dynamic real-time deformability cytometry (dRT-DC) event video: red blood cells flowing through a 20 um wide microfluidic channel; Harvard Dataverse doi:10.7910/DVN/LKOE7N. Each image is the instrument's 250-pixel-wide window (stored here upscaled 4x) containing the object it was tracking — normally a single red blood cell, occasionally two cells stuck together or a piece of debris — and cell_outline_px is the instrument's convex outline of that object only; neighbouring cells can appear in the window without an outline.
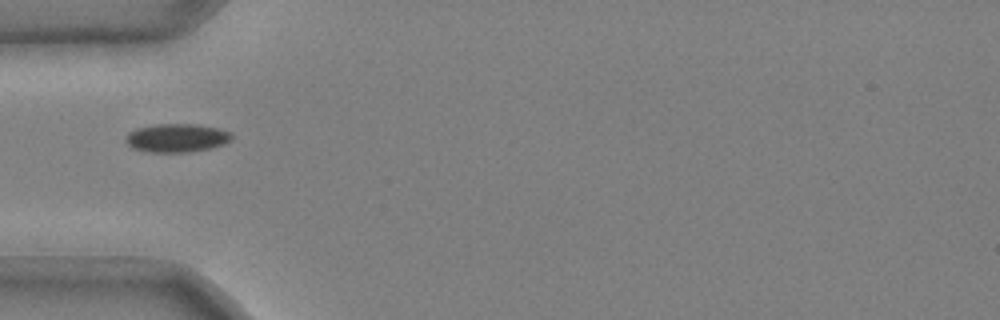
{"species": "common noctule bat (a hibernating species)", "species_latin": "Nyctalus noctula", "temperature_condition": "cold", "stored_images_in_passage": 32, "camera_frame_rate_fps": 3000, "um_per_image_px": 0.085, "animal": {"sex": "male", "body_mass_g": 20.4}, "frame": {"image": 1, "passage_image": 1, "time_ms": 0.0, "image_size_px": [1000, 320], "cell_outline_px": [[232, 140], [224, 144], [212, 148], [188, 152], [152, 152], [132, 148], [124, 140], [128, 132], [136, 128], [156, 124], [196, 124], [216, 128], [232, 132]], "centroid_in_image_um": [15.03, 11.72], "position_along_channel_um": 70.0, "area_um2": 17.69}}
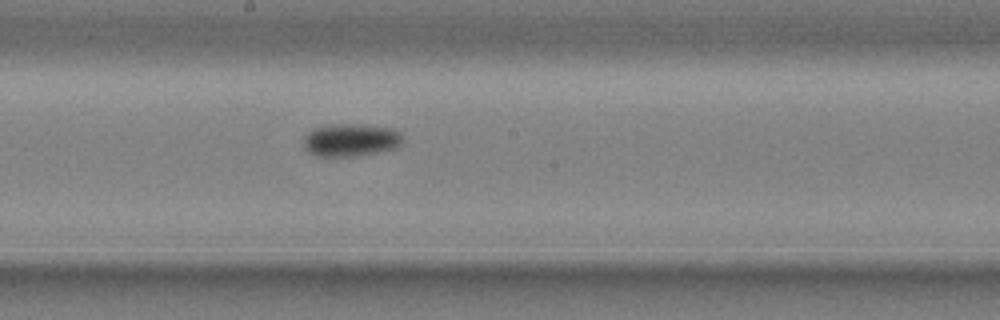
{"frame": {"image": 2, "passage_image": 13, "time_ms": 4.0, "image_size_px": [1000, 320], "cell_outline_px": [[404, 140], [396, 148], [376, 152], [352, 156], [316, 156], [308, 152], [304, 148], [304, 136], [312, 128], [328, 124], [360, 124], [396, 128], [400, 132]], "centroid_in_image_um": [29.81, 11.88], "position_along_channel_um": 218.4, "area_um2": 19.19}}
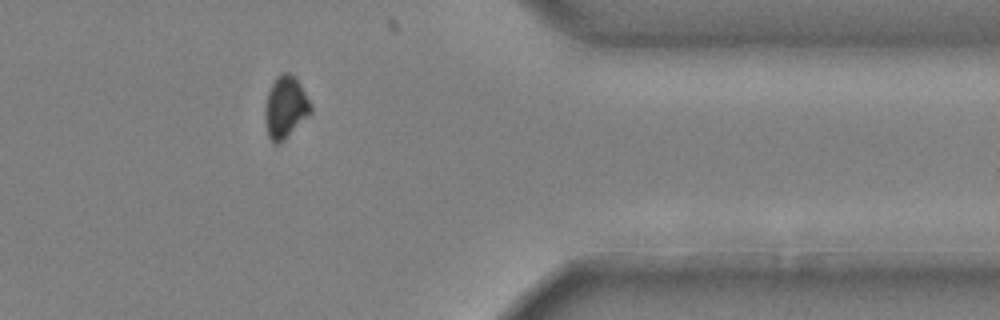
{"frame": {"image": 3, "passage_image": 28, "time_ms": 9.0, "image_size_px": [1000, 320], "cell_outline_px": [[312, 112], [280, 144], [272, 144], [268, 136], [264, 116], [264, 112], [268, 92], [276, 76], [280, 72], [288, 72], [296, 76], [312, 104]], "centroid_in_image_um": [24.27, 9.11], "position_along_channel_um": 387.1, "area_um2": 16.82}, "authors_computed_cell_mechanics": {"area_um2": 18.1203, "velocity_mm_per_s": 3.7122, "shape_relaxation_time_tau1_ms": 2.6133, "shape_relaxation_time_tau2_ms": null, "deformation_change_tau1": 0.0861, "deformation_change_tau2": null}}